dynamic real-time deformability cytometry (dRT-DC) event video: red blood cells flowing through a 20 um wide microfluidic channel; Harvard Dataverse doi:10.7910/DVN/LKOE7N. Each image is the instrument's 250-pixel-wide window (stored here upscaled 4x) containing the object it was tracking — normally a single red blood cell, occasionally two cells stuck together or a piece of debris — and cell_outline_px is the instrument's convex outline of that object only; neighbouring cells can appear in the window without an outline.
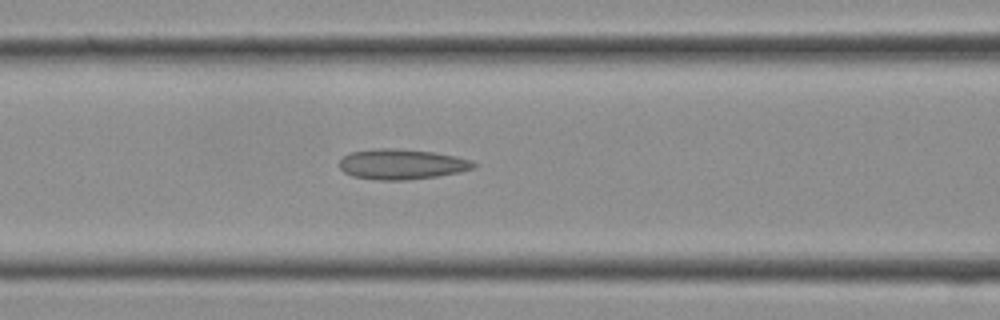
{"species": "Egyptian fruit bat (a non-hibernating species)", "species_latin": "Rousettus aegyptiacus", "temperature_condition": "cold", "stored_images_in_passage": 7, "camera_frame_rate_fps": 3000, "um_per_image_px": 0.085, "frame": {"image": 1, "passage_image": 6, "time_ms": 1.667, "image_size_px": [1000, 320], "cell_outline_px": [[480, 164], [472, 168], [460, 172], [436, 176], [408, 180], [380, 180], [352, 176], [344, 172], [340, 168], [340, 160], [348, 152], [376, 148], [396, 148], [432, 152], [456, 156], [472, 160]], "centroid_in_image_um": [34.15, 13.95], "position_along_channel_um": 132.4, "area_um2": 23.81}}